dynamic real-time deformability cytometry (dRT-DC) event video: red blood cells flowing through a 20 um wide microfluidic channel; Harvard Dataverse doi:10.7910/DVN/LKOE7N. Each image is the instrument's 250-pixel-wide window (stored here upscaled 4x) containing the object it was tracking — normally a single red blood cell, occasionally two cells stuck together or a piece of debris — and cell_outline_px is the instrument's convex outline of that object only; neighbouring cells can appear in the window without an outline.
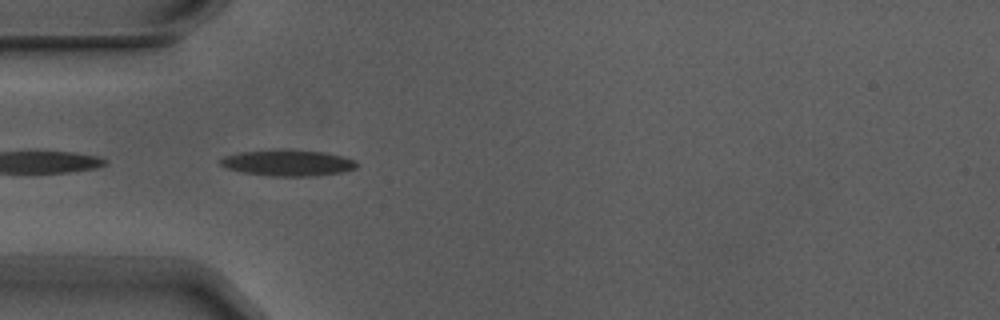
{"species": "Egyptian fruit bat (a non-hibernating species)", "species_latin": "Rousettus aegyptiacus", "temperature_condition": "warm", "stored_images_in_passage": 3, "camera_frame_rate_fps": 3000, "um_per_image_px": 0.085, "animal": {"sex": "male"}, "frame": {"image": 1, "passage_image": 3, "time_ms": 0.667, "image_size_px": [1000, 320], "cell_outline_px": [[360, 164], [356, 168], [344, 172], [312, 176], [272, 176], [244, 172], [228, 168], [220, 164], [220, 160], [224, 156], [240, 152], [276, 148], [288, 148], [324, 152], [356, 160]], "centroid_in_image_um": [24.5, 13.82], "position_along_channel_um": 60.5, "area_um2": 21.1}}